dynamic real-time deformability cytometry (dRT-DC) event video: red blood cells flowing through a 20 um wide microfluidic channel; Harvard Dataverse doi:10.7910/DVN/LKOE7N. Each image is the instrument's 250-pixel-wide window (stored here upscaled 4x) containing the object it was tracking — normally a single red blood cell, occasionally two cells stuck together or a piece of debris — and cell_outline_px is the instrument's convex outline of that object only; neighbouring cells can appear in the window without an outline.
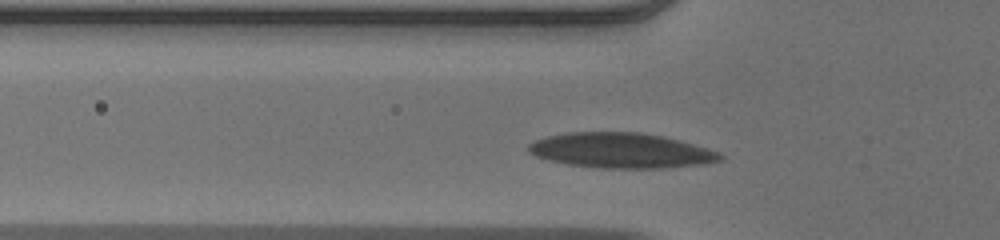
{"species": "human", "species_latin": "Homo sapiens", "temperature_condition": "warm", "stored_images_in_passage": 30, "camera_frame_rate_fps": 3000, "um_per_image_px": 0.085, "donor": {"sex": "male"}, "frame": {"image": 1, "passage_image": 4, "time_ms": 1.0, "image_size_px": [1000, 240], "cell_outline_px": [[724, 156], [720, 160], [696, 164], [656, 168], [604, 168], [568, 164], [536, 156], [528, 152], [528, 144], [536, 140], [548, 136], [572, 132], [640, 132], [660, 136], [676, 140], [704, 148], [716, 152]], "centroid_in_image_um": [52.7, 12.79], "position_along_channel_um": 73.1, "area_um2": 38.21}}
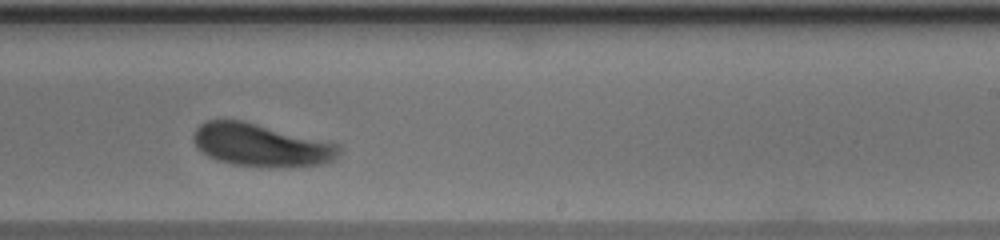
{"frame": {"image": 2, "passage_image": 19, "time_ms": 6.0, "image_size_px": [1000, 240], "cell_outline_px": [[340, 152], [332, 160], [320, 164], [292, 168], [236, 164], [220, 160], [208, 156], [196, 144], [192, 136], [196, 128], [200, 124], [208, 120], [244, 120], [336, 144], [340, 148]], "centroid_in_image_um": [22.18, 12.33], "position_along_channel_um": 266.8, "area_um2": 35.6}}
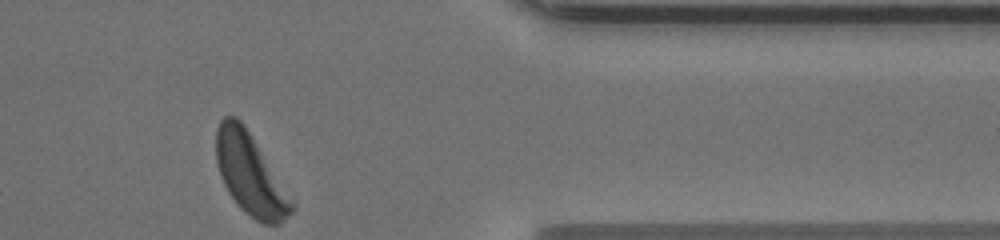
{"frame": {"image": 3, "passage_image": 30, "time_ms": 9.667, "image_size_px": [1000, 240], "cell_outline_px": [[292, 212], [280, 224], [264, 224], [256, 220], [240, 208], [228, 192], [224, 184], [216, 160], [216, 128], [220, 120], [224, 116], [236, 116], [244, 124], [292, 204]], "centroid_in_image_um": [21.18, 14.79], "position_along_channel_um": 390.2, "area_um2": 34.22}, "authors_computed_cell_mechanics": {"area_um2": 36.414, "velocity_mm_per_s": 3.8873, "shape_relaxation_time_tau1_ms": 4.337, "shape_relaxation_time_tau2_ms": 2.1855, "deformation_change_tau1": 0.1751, "deformation_change_tau2": 0.0736}}